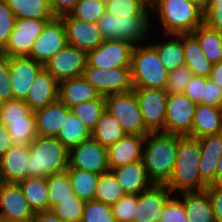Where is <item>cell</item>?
Listing matches in <instances>:
<instances>
[{
    "instance_id": "6da1fadb",
    "label": "cell",
    "mask_w": 222,
    "mask_h": 222,
    "mask_svg": "<svg viewBox=\"0 0 222 222\" xmlns=\"http://www.w3.org/2000/svg\"><path fill=\"white\" fill-rule=\"evenodd\" d=\"M200 159L198 138L178 135L176 163L166 184L174 195L182 192H201L208 187L201 179Z\"/></svg>"
},
{
    "instance_id": "7a4b0ae2",
    "label": "cell",
    "mask_w": 222,
    "mask_h": 222,
    "mask_svg": "<svg viewBox=\"0 0 222 222\" xmlns=\"http://www.w3.org/2000/svg\"><path fill=\"white\" fill-rule=\"evenodd\" d=\"M150 10L161 34H191L203 24V12L190 0H151Z\"/></svg>"
},
{
    "instance_id": "3957f363",
    "label": "cell",
    "mask_w": 222,
    "mask_h": 222,
    "mask_svg": "<svg viewBox=\"0 0 222 222\" xmlns=\"http://www.w3.org/2000/svg\"><path fill=\"white\" fill-rule=\"evenodd\" d=\"M178 135L162 132L146 135L142 163L155 184H167L176 163Z\"/></svg>"
},
{
    "instance_id": "277c9868",
    "label": "cell",
    "mask_w": 222,
    "mask_h": 222,
    "mask_svg": "<svg viewBox=\"0 0 222 222\" xmlns=\"http://www.w3.org/2000/svg\"><path fill=\"white\" fill-rule=\"evenodd\" d=\"M29 146L27 177H47L67 170L69 150L56 137L37 136Z\"/></svg>"
},
{
    "instance_id": "5b68a950",
    "label": "cell",
    "mask_w": 222,
    "mask_h": 222,
    "mask_svg": "<svg viewBox=\"0 0 222 222\" xmlns=\"http://www.w3.org/2000/svg\"><path fill=\"white\" fill-rule=\"evenodd\" d=\"M130 74L132 88L165 89L169 72L147 41L134 46Z\"/></svg>"
},
{
    "instance_id": "8992f818",
    "label": "cell",
    "mask_w": 222,
    "mask_h": 222,
    "mask_svg": "<svg viewBox=\"0 0 222 222\" xmlns=\"http://www.w3.org/2000/svg\"><path fill=\"white\" fill-rule=\"evenodd\" d=\"M107 110L122 126L126 134L146 136L151 133L145 126L135 92L111 94L104 97Z\"/></svg>"
},
{
    "instance_id": "52a82bcc",
    "label": "cell",
    "mask_w": 222,
    "mask_h": 222,
    "mask_svg": "<svg viewBox=\"0 0 222 222\" xmlns=\"http://www.w3.org/2000/svg\"><path fill=\"white\" fill-rule=\"evenodd\" d=\"M51 20L34 18H16L14 29L5 47L0 51L7 57L28 56L35 40Z\"/></svg>"
},
{
    "instance_id": "ba28073f",
    "label": "cell",
    "mask_w": 222,
    "mask_h": 222,
    "mask_svg": "<svg viewBox=\"0 0 222 222\" xmlns=\"http://www.w3.org/2000/svg\"><path fill=\"white\" fill-rule=\"evenodd\" d=\"M134 46L127 40H104L87 53V64L96 68H131Z\"/></svg>"
},
{
    "instance_id": "9c48e42d",
    "label": "cell",
    "mask_w": 222,
    "mask_h": 222,
    "mask_svg": "<svg viewBox=\"0 0 222 222\" xmlns=\"http://www.w3.org/2000/svg\"><path fill=\"white\" fill-rule=\"evenodd\" d=\"M195 107L184 93L168 94L164 133L192 137Z\"/></svg>"
},
{
    "instance_id": "30bf717a",
    "label": "cell",
    "mask_w": 222,
    "mask_h": 222,
    "mask_svg": "<svg viewBox=\"0 0 222 222\" xmlns=\"http://www.w3.org/2000/svg\"><path fill=\"white\" fill-rule=\"evenodd\" d=\"M143 114L146 128L151 133H164L168 93L165 89L133 88Z\"/></svg>"
},
{
    "instance_id": "8fae6325",
    "label": "cell",
    "mask_w": 222,
    "mask_h": 222,
    "mask_svg": "<svg viewBox=\"0 0 222 222\" xmlns=\"http://www.w3.org/2000/svg\"><path fill=\"white\" fill-rule=\"evenodd\" d=\"M68 168H77L95 174L109 171L107 148L92 137L69 149Z\"/></svg>"
},
{
    "instance_id": "7c38bea8",
    "label": "cell",
    "mask_w": 222,
    "mask_h": 222,
    "mask_svg": "<svg viewBox=\"0 0 222 222\" xmlns=\"http://www.w3.org/2000/svg\"><path fill=\"white\" fill-rule=\"evenodd\" d=\"M82 76L104 97L133 89L130 68H96L87 64Z\"/></svg>"
},
{
    "instance_id": "4fadbf2b",
    "label": "cell",
    "mask_w": 222,
    "mask_h": 222,
    "mask_svg": "<svg viewBox=\"0 0 222 222\" xmlns=\"http://www.w3.org/2000/svg\"><path fill=\"white\" fill-rule=\"evenodd\" d=\"M86 67L87 52L68 44L44 64V68L58 82L81 77Z\"/></svg>"
},
{
    "instance_id": "5bb4252c",
    "label": "cell",
    "mask_w": 222,
    "mask_h": 222,
    "mask_svg": "<svg viewBox=\"0 0 222 222\" xmlns=\"http://www.w3.org/2000/svg\"><path fill=\"white\" fill-rule=\"evenodd\" d=\"M173 196L166 184L152 183L137 195L132 222H160L164 207Z\"/></svg>"
},
{
    "instance_id": "9a60e30c",
    "label": "cell",
    "mask_w": 222,
    "mask_h": 222,
    "mask_svg": "<svg viewBox=\"0 0 222 222\" xmlns=\"http://www.w3.org/2000/svg\"><path fill=\"white\" fill-rule=\"evenodd\" d=\"M34 215L19 184L0 186V222H33Z\"/></svg>"
},
{
    "instance_id": "2e32d148",
    "label": "cell",
    "mask_w": 222,
    "mask_h": 222,
    "mask_svg": "<svg viewBox=\"0 0 222 222\" xmlns=\"http://www.w3.org/2000/svg\"><path fill=\"white\" fill-rule=\"evenodd\" d=\"M66 45L67 36L65 25L61 18L55 17L45 25L27 57L33 58L36 62L44 65Z\"/></svg>"
},
{
    "instance_id": "e0dca14e",
    "label": "cell",
    "mask_w": 222,
    "mask_h": 222,
    "mask_svg": "<svg viewBox=\"0 0 222 222\" xmlns=\"http://www.w3.org/2000/svg\"><path fill=\"white\" fill-rule=\"evenodd\" d=\"M60 18L65 25L68 45L88 53L104 41L97 23L79 20L71 14Z\"/></svg>"
},
{
    "instance_id": "ac0fdd59",
    "label": "cell",
    "mask_w": 222,
    "mask_h": 222,
    "mask_svg": "<svg viewBox=\"0 0 222 222\" xmlns=\"http://www.w3.org/2000/svg\"><path fill=\"white\" fill-rule=\"evenodd\" d=\"M44 65L27 56L9 57L13 99L25 100L27 93Z\"/></svg>"
},
{
    "instance_id": "d6986e66",
    "label": "cell",
    "mask_w": 222,
    "mask_h": 222,
    "mask_svg": "<svg viewBox=\"0 0 222 222\" xmlns=\"http://www.w3.org/2000/svg\"><path fill=\"white\" fill-rule=\"evenodd\" d=\"M146 136L127 134L107 148L109 169L142 161Z\"/></svg>"
},
{
    "instance_id": "ffe728a7",
    "label": "cell",
    "mask_w": 222,
    "mask_h": 222,
    "mask_svg": "<svg viewBox=\"0 0 222 222\" xmlns=\"http://www.w3.org/2000/svg\"><path fill=\"white\" fill-rule=\"evenodd\" d=\"M153 22L151 15L116 16V40H127L134 45L145 43L149 33H153Z\"/></svg>"
},
{
    "instance_id": "44dd1931",
    "label": "cell",
    "mask_w": 222,
    "mask_h": 222,
    "mask_svg": "<svg viewBox=\"0 0 222 222\" xmlns=\"http://www.w3.org/2000/svg\"><path fill=\"white\" fill-rule=\"evenodd\" d=\"M198 140L201 151V179L207 185L216 184L217 161L222 156V132L202 136Z\"/></svg>"
},
{
    "instance_id": "7402d4cb",
    "label": "cell",
    "mask_w": 222,
    "mask_h": 222,
    "mask_svg": "<svg viewBox=\"0 0 222 222\" xmlns=\"http://www.w3.org/2000/svg\"><path fill=\"white\" fill-rule=\"evenodd\" d=\"M59 82L43 68L31 85L24 100L32 111L46 107L58 100Z\"/></svg>"
},
{
    "instance_id": "603a6c76",
    "label": "cell",
    "mask_w": 222,
    "mask_h": 222,
    "mask_svg": "<svg viewBox=\"0 0 222 222\" xmlns=\"http://www.w3.org/2000/svg\"><path fill=\"white\" fill-rule=\"evenodd\" d=\"M29 145L11 146L0 158L1 176L4 183H16L27 178Z\"/></svg>"
},
{
    "instance_id": "cb8c5ba5",
    "label": "cell",
    "mask_w": 222,
    "mask_h": 222,
    "mask_svg": "<svg viewBox=\"0 0 222 222\" xmlns=\"http://www.w3.org/2000/svg\"><path fill=\"white\" fill-rule=\"evenodd\" d=\"M59 99L44 108L34 111L36 132L42 137H56L64 122V117L70 112Z\"/></svg>"
},
{
    "instance_id": "d4e9b609",
    "label": "cell",
    "mask_w": 222,
    "mask_h": 222,
    "mask_svg": "<svg viewBox=\"0 0 222 222\" xmlns=\"http://www.w3.org/2000/svg\"><path fill=\"white\" fill-rule=\"evenodd\" d=\"M101 94L83 76L59 82L58 99L68 108L99 99Z\"/></svg>"
},
{
    "instance_id": "484cf974",
    "label": "cell",
    "mask_w": 222,
    "mask_h": 222,
    "mask_svg": "<svg viewBox=\"0 0 222 222\" xmlns=\"http://www.w3.org/2000/svg\"><path fill=\"white\" fill-rule=\"evenodd\" d=\"M111 171L125 194L138 195L152 184L142 161L127 164Z\"/></svg>"
},
{
    "instance_id": "4316f807",
    "label": "cell",
    "mask_w": 222,
    "mask_h": 222,
    "mask_svg": "<svg viewBox=\"0 0 222 222\" xmlns=\"http://www.w3.org/2000/svg\"><path fill=\"white\" fill-rule=\"evenodd\" d=\"M162 41H152L150 44L156 49L161 63L168 72L184 65L182 34H160ZM164 37V38H163ZM161 42V43H160Z\"/></svg>"
},
{
    "instance_id": "83f0119b",
    "label": "cell",
    "mask_w": 222,
    "mask_h": 222,
    "mask_svg": "<svg viewBox=\"0 0 222 222\" xmlns=\"http://www.w3.org/2000/svg\"><path fill=\"white\" fill-rule=\"evenodd\" d=\"M185 207L187 222H216L208 194L182 192L176 195Z\"/></svg>"
},
{
    "instance_id": "f1b7e54d",
    "label": "cell",
    "mask_w": 222,
    "mask_h": 222,
    "mask_svg": "<svg viewBox=\"0 0 222 222\" xmlns=\"http://www.w3.org/2000/svg\"><path fill=\"white\" fill-rule=\"evenodd\" d=\"M222 132V108L196 104L192 126V137L217 134Z\"/></svg>"
},
{
    "instance_id": "f546056e",
    "label": "cell",
    "mask_w": 222,
    "mask_h": 222,
    "mask_svg": "<svg viewBox=\"0 0 222 222\" xmlns=\"http://www.w3.org/2000/svg\"><path fill=\"white\" fill-rule=\"evenodd\" d=\"M184 65L188 66L194 75L210 77L213 64L203 54L197 38L191 34H182Z\"/></svg>"
},
{
    "instance_id": "4dcf8cb0",
    "label": "cell",
    "mask_w": 222,
    "mask_h": 222,
    "mask_svg": "<svg viewBox=\"0 0 222 222\" xmlns=\"http://www.w3.org/2000/svg\"><path fill=\"white\" fill-rule=\"evenodd\" d=\"M18 184L34 213L49 210L46 177H27Z\"/></svg>"
},
{
    "instance_id": "1f68e13d",
    "label": "cell",
    "mask_w": 222,
    "mask_h": 222,
    "mask_svg": "<svg viewBox=\"0 0 222 222\" xmlns=\"http://www.w3.org/2000/svg\"><path fill=\"white\" fill-rule=\"evenodd\" d=\"M56 138L69 150L81 142L91 138L90 130L70 111L60 128Z\"/></svg>"
},
{
    "instance_id": "d6a6232c",
    "label": "cell",
    "mask_w": 222,
    "mask_h": 222,
    "mask_svg": "<svg viewBox=\"0 0 222 222\" xmlns=\"http://www.w3.org/2000/svg\"><path fill=\"white\" fill-rule=\"evenodd\" d=\"M0 122L6 126L13 146L29 145L38 136L34 111L24 116V119L0 120Z\"/></svg>"
},
{
    "instance_id": "836d02e7",
    "label": "cell",
    "mask_w": 222,
    "mask_h": 222,
    "mask_svg": "<svg viewBox=\"0 0 222 222\" xmlns=\"http://www.w3.org/2000/svg\"><path fill=\"white\" fill-rule=\"evenodd\" d=\"M126 135L122 126L107 110L102 113L95 129L91 132V137L106 148Z\"/></svg>"
},
{
    "instance_id": "e575fe53",
    "label": "cell",
    "mask_w": 222,
    "mask_h": 222,
    "mask_svg": "<svg viewBox=\"0 0 222 222\" xmlns=\"http://www.w3.org/2000/svg\"><path fill=\"white\" fill-rule=\"evenodd\" d=\"M192 34L200 43L203 54L212 63L222 62V35L202 24Z\"/></svg>"
},
{
    "instance_id": "d590c367",
    "label": "cell",
    "mask_w": 222,
    "mask_h": 222,
    "mask_svg": "<svg viewBox=\"0 0 222 222\" xmlns=\"http://www.w3.org/2000/svg\"><path fill=\"white\" fill-rule=\"evenodd\" d=\"M16 18L53 20L49 0H5Z\"/></svg>"
},
{
    "instance_id": "8d00e7d4",
    "label": "cell",
    "mask_w": 222,
    "mask_h": 222,
    "mask_svg": "<svg viewBox=\"0 0 222 222\" xmlns=\"http://www.w3.org/2000/svg\"><path fill=\"white\" fill-rule=\"evenodd\" d=\"M67 175L74 193L84 202L94 200L99 174L77 168H67Z\"/></svg>"
},
{
    "instance_id": "74e56055",
    "label": "cell",
    "mask_w": 222,
    "mask_h": 222,
    "mask_svg": "<svg viewBox=\"0 0 222 222\" xmlns=\"http://www.w3.org/2000/svg\"><path fill=\"white\" fill-rule=\"evenodd\" d=\"M124 195L125 193L111 170L100 174L94 200L112 206Z\"/></svg>"
},
{
    "instance_id": "f35d334b",
    "label": "cell",
    "mask_w": 222,
    "mask_h": 222,
    "mask_svg": "<svg viewBox=\"0 0 222 222\" xmlns=\"http://www.w3.org/2000/svg\"><path fill=\"white\" fill-rule=\"evenodd\" d=\"M49 197V210L74 193L67 170L46 177Z\"/></svg>"
},
{
    "instance_id": "ab89813d",
    "label": "cell",
    "mask_w": 222,
    "mask_h": 222,
    "mask_svg": "<svg viewBox=\"0 0 222 222\" xmlns=\"http://www.w3.org/2000/svg\"><path fill=\"white\" fill-rule=\"evenodd\" d=\"M105 11L115 17L151 15L149 0H105Z\"/></svg>"
},
{
    "instance_id": "60d3db41",
    "label": "cell",
    "mask_w": 222,
    "mask_h": 222,
    "mask_svg": "<svg viewBox=\"0 0 222 222\" xmlns=\"http://www.w3.org/2000/svg\"><path fill=\"white\" fill-rule=\"evenodd\" d=\"M70 110L77 116L83 124L92 132L102 113L105 111V99L101 96L99 99L83 102L74 105Z\"/></svg>"
},
{
    "instance_id": "b9f144b4",
    "label": "cell",
    "mask_w": 222,
    "mask_h": 222,
    "mask_svg": "<svg viewBox=\"0 0 222 222\" xmlns=\"http://www.w3.org/2000/svg\"><path fill=\"white\" fill-rule=\"evenodd\" d=\"M85 203L73 193L71 197L62 200L51 210L65 222H81Z\"/></svg>"
},
{
    "instance_id": "7bdbcfd3",
    "label": "cell",
    "mask_w": 222,
    "mask_h": 222,
    "mask_svg": "<svg viewBox=\"0 0 222 222\" xmlns=\"http://www.w3.org/2000/svg\"><path fill=\"white\" fill-rule=\"evenodd\" d=\"M105 13V0H79L70 13L82 21L97 23Z\"/></svg>"
},
{
    "instance_id": "ee69618b",
    "label": "cell",
    "mask_w": 222,
    "mask_h": 222,
    "mask_svg": "<svg viewBox=\"0 0 222 222\" xmlns=\"http://www.w3.org/2000/svg\"><path fill=\"white\" fill-rule=\"evenodd\" d=\"M81 222H116L112 206L97 200L85 203Z\"/></svg>"
},
{
    "instance_id": "f6af8a7d",
    "label": "cell",
    "mask_w": 222,
    "mask_h": 222,
    "mask_svg": "<svg viewBox=\"0 0 222 222\" xmlns=\"http://www.w3.org/2000/svg\"><path fill=\"white\" fill-rule=\"evenodd\" d=\"M193 76V72L186 65L174 69L168 74L165 91L168 94L183 93Z\"/></svg>"
},
{
    "instance_id": "bcb514c9",
    "label": "cell",
    "mask_w": 222,
    "mask_h": 222,
    "mask_svg": "<svg viewBox=\"0 0 222 222\" xmlns=\"http://www.w3.org/2000/svg\"><path fill=\"white\" fill-rule=\"evenodd\" d=\"M136 206L137 195L125 194L117 203L112 205L116 222H132Z\"/></svg>"
},
{
    "instance_id": "7dc6e473",
    "label": "cell",
    "mask_w": 222,
    "mask_h": 222,
    "mask_svg": "<svg viewBox=\"0 0 222 222\" xmlns=\"http://www.w3.org/2000/svg\"><path fill=\"white\" fill-rule=\"evenodd\" d=\"M16 17L5 0H0V51L5 47L14 29Z\"/></svg>"
},
{
    "instance_id": "c3c4849f",
    "label": "cell",
    "mask_w": 222,
    "mask_h": 222,
    "mask_svg": "<svg viewBox=\"0 0 222 222\" xmlns=\"http://www.w3.org/2000/svg\"><path fill=\"white\" fill-rule=\"evenodd\" d=\"M32 112L29 105L23 100L12 99L3 102L0 111V120L24 119Z\"/></svg>"
},
{
    "instance_id": "681fc988",
    "label": "cell",
    "mask_w": 222,
    "mask_h": 222,
    "mask_svg": "<svg viewBox=\"0 0 222 222\" xmlns=\"http://www.w3.org/2000/svg\"><path fill=\"white\" fill-rule=\"evenodd\" d=\"M160 222H187L183 202L176 195L166 203Z\"/></svg>"
},
{
    "instance_id": "f907efd6",
    "label": "cell",
    "mask_w": 222,
    "mask_h": 222,
    "mask_svg": "<svg viewBox=\"0 0 222 222\" xmlns=\"http://www.w3.org/2000/svg\"><path fill=\"white\" fill-rule=\"evenodd\" d=\"M203 24L222 35V0H212L203 12Z\"/></svg>"
},
{
    "instance_id": "816d5d0a",
    "label": "cell",
    "mask_w": 222,
    "mask_h": 222,
    "mask_svg": "<svg viewBox=\"0 0 222 222\" xmlns=\"http://www.w3.org/2000/svg\"><path fill=\"white\" fill-rule=\"evenodd\" d=\"M0 99L4 102L13 99L10 81L9 57L0 54Z\"/></svg>"
},
{
    "instance_id": "f5cc1de1",
    "label": "cell",
    "mask_w": 222,
    "mask_h": 222,
    "mask_svg": "<svg viewBox=\"0 0 222 222\" xmlns=\"http://www.w3.org/2000/svg\"><path fill=\"white\" fill-rule=\"evenodd\" d=\"M209 78L194 75L183 93L195 104H200L204 97L205 85Z\"/></svg>"
},
{
    "instance_id": "db71d44e",
    "label": "cell",
    "mask_w": 222,
    "mask_h": 222,
    "mask_svg": "<svg viewBox=\"0 0 222 222\" xmlns=\"http://www.w3.org/2000/svg\"><path fill=\"white\" fill-rule=\"evenodd\" d=\"M200 104L222 108V88L210 78L205 85V92Z\"/></svg>"
},
{
    "instance_id": "11a10c76",
    "label": "cell",
    "mask_w": 222,
    "mask_h": 222,
    "mask_svg": "<svg viewBox=\"0 0 222 222\" xmlns=\"http://www.w3.org/2000/svg\"><path fill=\"white\" fill-rule=\"evenodd\" d=\"M210 199L216 222H222V186L212 184L204 190Z\"/></svg>"
},
{
    "instance_id": "9f6ffc18",
    "label": "cell",
    "mask_w": 222,
    "mask_h": 222,
    "mask_svg": "<svg viewBox=\"0 0 222 222\" xmlns=\"http://www.w3.org/2000/svg\"><path fill=\"white\" fill-rule=\"evenodd\" d=\"M104 40H116V17L105 11L97 22Z\"/></svg>"
},
{
    "instance_id": "6f0895ef",
    "label": "cell",
    "mask_w": 222,
    "mask_h": 222,
    "mask_svg": "<svg viewBox=\"0 0 222 222\" xmlns=\"http://www.w3.org/2000/svg\"><path fill=\"white\" fill-rule=\"evenodd\" d=\"M79 0H49L50 9L55 17L70 14Z\"/></svg>"
},
{
    "instance_id": "680465c9",
    "label": "cell",
    "mask_w": 222,
    "mask_h": 222,
    "mask_svg": "<svg viewBox=\"0 0 222 222\" xmlns=\"http://www.w3.org/2000/svg\"><path fill=\"white\" fill-rule=\"evenodd\" d=\"M11 146V136L9 135L6 126L0 122V158Z\"/></svg>"
},
{
    "instance_id": "91938a15",
    "label": "cell",
    "mask_w": 222,
    "mask_h": 222,
    "mask_svg": "<svg viewBox=\"0 0 222 222\" xmlns=\"http://www.w3.org/2000/svg\"><path fill=\"white\" fill-rule=\"evenodd\" d=\"M33 222H65L61 220L52 210L36 212Z\"/></svg>"
},
{
    "instance_id": "94428289",
    "label": "cell",
    "mask_w": 222,
    "mask_h": 222,
    "mask_svg": "<svg viewBox=\"0 0 222 222\" xmlns=\"http://www.w3.org/2000/svg\"><path fill=\"white\" fill-rule=\"evenodd\" d=\"M209 78L222 88V62L213 64Z\"/></svg>"
},
{
    "instance_id": "6125c7cd",
    "label": "cell",
    "mask_w": 222,
    "mask_h": 222,
    "mask_svg": "<svg viewBox=\"0 0 222 222\" xmlns=\"http://www.w3.org/2000/svg\"><path fill=\"white\" fill-rule=\"evenodd\" d=\"M195 4L202 12H204L211 4L212 0H190Z\"/></svg>"
},
{
    "instance_id": "be15d7a7",
    "label": "cell",
    "mask_w": 222,
    "mask_h": 222,
    "mask_svg": "<svg viewBox=\"0 0 222 222\" xmlns=\"http://www.w3.org/2000/svg\"><path fill=\"white\" fill-rule=\"evenodd\" d=\"M216 185L222 186V156L217 161Z\"/></svg>"
},
{
    "instance_id": "e7e4bbea",
    "label": "cell",
    "mask_w": 222,
    "mask_h": 222,
    "mask_svg": "<svg viewBox=\"0 0 222 222\" xmlns=\"http://www.w3.org/2000/svg\"><path fill=\"white\" fill-rule=\"evenodd\" d=\"M3 179H2V176H1V169H0V186L3 184Z\"/></svg>"
},
{
    "instance_id": "03108f58",
    "label": "cell",
    "mask_w": 222,
    "mask_h": 222,
    "mask_svg": "<svg viewBox=\"0 0 222 222\" xmlns=\"http://www.w3.org/2000/svg\"><path fill=\"white\" fill-rule=\"evenodd\" d=\"M3 100L2 99H0V111H1V109H2V106H3Z\"/></svg>"
}]
</instances>
